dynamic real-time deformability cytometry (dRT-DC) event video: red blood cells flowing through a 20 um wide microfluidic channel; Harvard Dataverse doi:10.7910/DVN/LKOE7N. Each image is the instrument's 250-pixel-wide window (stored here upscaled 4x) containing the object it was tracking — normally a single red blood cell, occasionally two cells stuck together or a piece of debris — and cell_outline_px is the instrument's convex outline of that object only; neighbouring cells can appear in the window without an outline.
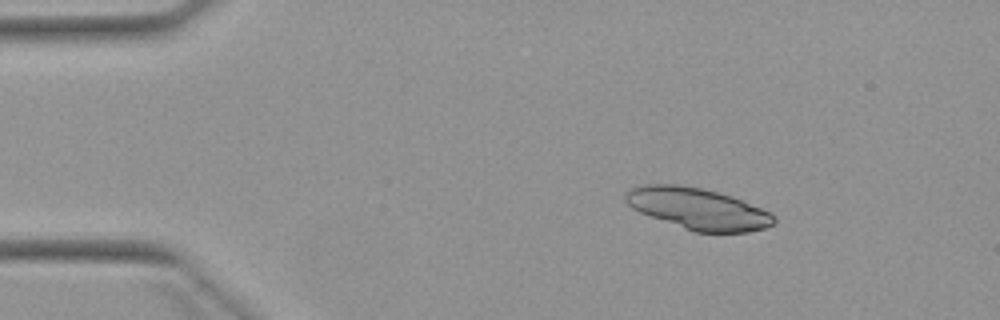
{"species": "Egyptian fruit bat (a non-hibernating species)", "species_latin": "Rousettus aegyptiacus", "temperature_condition": "warm", "stored_images_in_passage": 4, "camera_frame_rate_fps": 3000, "um_per_image_px": 0.085, "animal": {"sex": "female"}, "frame": {"image": 1, "passage_image": 2, "time_ms": 1.333, "image_size_px": [1000, 320], "cell_outline_px": [[776, 220], [772, 224], [764, 228], [748, 232], [696, 232], [684, 228], [640, 212], [632, 208], [624, 200], [624, 192], [628, 188], [644, 184], [680, 184], [700, 188], [732, 196], [760, 208], [776, 216]], "centroid_in_image_um": [59.28, 17.72], "position_along_channel_um": 25.7, "area_um2": 35.55}}